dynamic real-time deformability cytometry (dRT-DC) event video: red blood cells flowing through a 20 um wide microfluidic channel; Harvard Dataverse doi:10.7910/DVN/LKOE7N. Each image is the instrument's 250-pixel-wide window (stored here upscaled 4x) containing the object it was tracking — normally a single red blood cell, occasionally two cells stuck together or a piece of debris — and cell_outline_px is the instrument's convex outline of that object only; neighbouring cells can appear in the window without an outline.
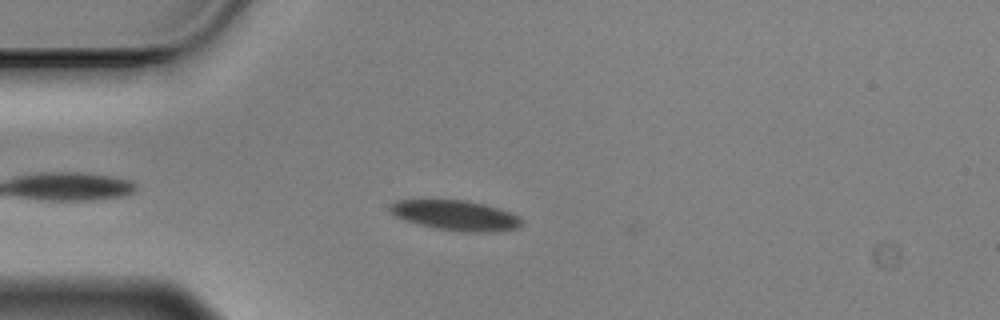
{"species": "Egyptian fruit bat (a non-hibernating species)", "species_latin": "Rousettus aegyptiacus", "temperature_condition": "cold", "stored_images_in_passage": 30, "camera_frame_rate_fps": 3000, "um_per_image_px": 0.085, "animal": {"sex": "male"}, "frame": {"image": 1, "passage_image": 3, "time_ms": 0.667, "image_size_px": [1000, 320], "cell_outline_px": [[524, 224], [520, 228], [496, 232], [464, 232], [436, 228], [404, 220], [396, 216], [388, 208], [396, 200], [468, 200], [484, 204], [520, 216], [524, 220]], "centroid_in_image_um": [38.8, 18.32], "position_along_channel_um": 46.2, "area_um2": 23.12}}
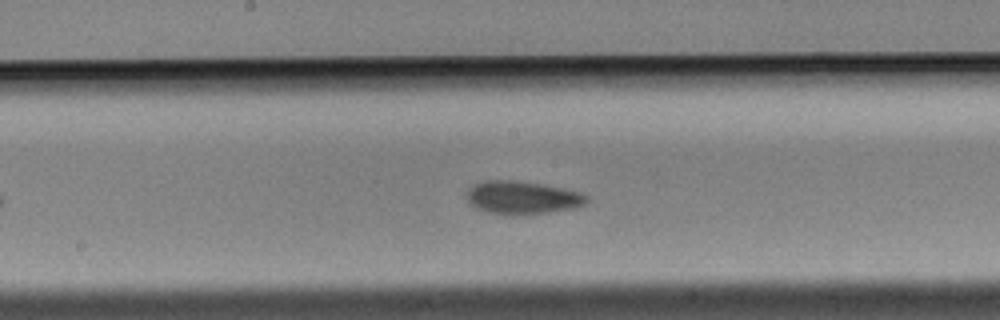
{"frame": {"image": 2, "passage_image": 18, "time_ms": 5.667, "image_size_px": [1000, 320], "cell_outline_px": [[588, 200], [584, 204], [572, 208], [548, 212], [512, 216], [488, 212], [476, 208], [468, 204], [468, 188], [472, 184], [484, 180], [516, 180], [544, 184], [564, 188], [580, 192], [588, 196]], "centroid_in_image_um": [44.36, 16.79], "position_along_channel_um": 203.8, "area_um2": 23.35}}
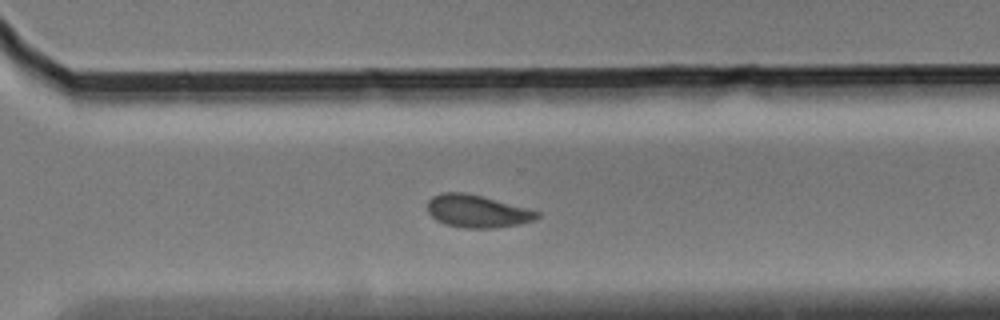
{"frame": {"image": 3, "passage_image": 29, "time_ms": 9.333, "image_size_px": [1000, 320], "cell_outline_px": [[540, 216], [532, 220], [520, 224], [496, 228], [464, 228], [444, 224], [436, 220], [428, 212], [428, 200], [432, 196], [440, 192], [464, 192], [480, 196], [540, 212]], "centroid_in_image_um": [40.51, 17.96], "position_along_channel_um": 330.1, "area_um2": 20.63}}